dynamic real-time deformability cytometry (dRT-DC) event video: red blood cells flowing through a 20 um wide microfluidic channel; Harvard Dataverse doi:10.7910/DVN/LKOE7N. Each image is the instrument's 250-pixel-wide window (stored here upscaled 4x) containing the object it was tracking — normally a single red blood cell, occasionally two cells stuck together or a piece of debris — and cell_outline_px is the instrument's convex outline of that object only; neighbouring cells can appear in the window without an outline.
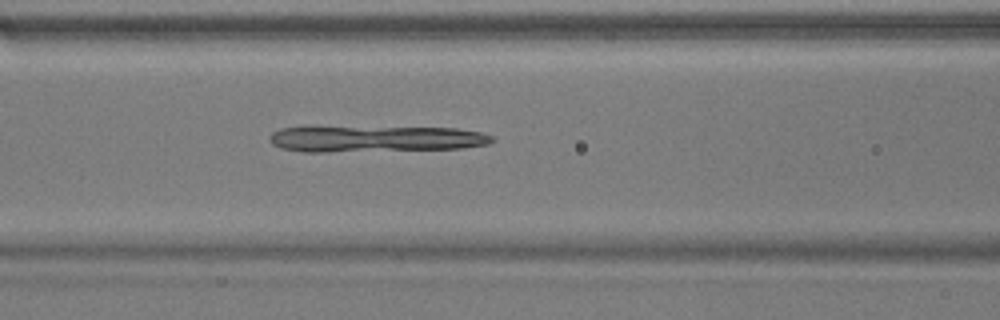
{"species": "common noctule bat (a hibernating species)", "species_latin": "Nyctalus noctula", "temperature_condition": "warm", "stored_images_in_passage": 37, "camera_frame_rate_fps": 3000, "um_per_image_px": 0.085, "animal": {"sex": "male", "body_mass_g": 17.9}, "frame": {"image": 1, "passage_image": 16, "time_ms": 5.0, "image_size_px": [1000, 320], "cell_outline_px": [[496, 140], [488, 144], [464, 148], [328, 152], [304, 152], [280, 148], [272, 144], [268, 140], [268, 136], [272, 132], [280, 128], [456, 128], [480, 132], [492, 136]], "centroid_in_image_um": [31.91, 11.82], "position_along_channel_um": 134.7, "area_um2": 33.52}}